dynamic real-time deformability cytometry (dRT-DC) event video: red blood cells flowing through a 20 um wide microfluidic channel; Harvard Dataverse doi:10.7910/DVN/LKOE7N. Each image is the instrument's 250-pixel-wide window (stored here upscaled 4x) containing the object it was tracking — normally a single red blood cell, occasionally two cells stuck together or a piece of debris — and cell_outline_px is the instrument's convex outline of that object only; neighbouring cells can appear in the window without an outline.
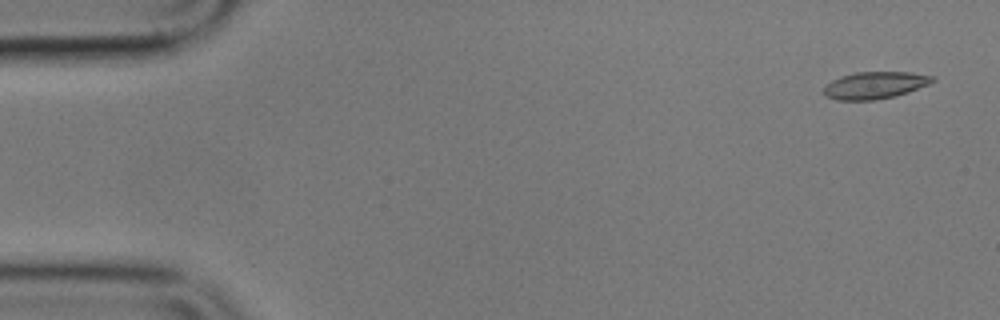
{"species": "common noctule bat (a hibernating species)", "species_latin": "Nyctalus noctula", "temperature_condition": "cold", "stored_images_in_passage": 11, "camera_frame_rate_fps": 3000, "um_per_image_px": 0.085, "animal": {"sex": "male", "body_mass_g": 17.9}, "frame": {"image": 1, "passage_image": 1, "time_ms": 0.0, "image_size_px": [1000, 320], "cell_outline_px": [[936, 80], [928, 84], [908, 92], [896, 96], [876, 100], [836, 100], [824, 96], [824, 88], [832, 80], [840, 76], [856, 72], [912, 72], [932, 76]], "centroid_in_image_um": [74.35, 7.25], "position_along_channel_um": 10.6, "area_um2": 17.17}}
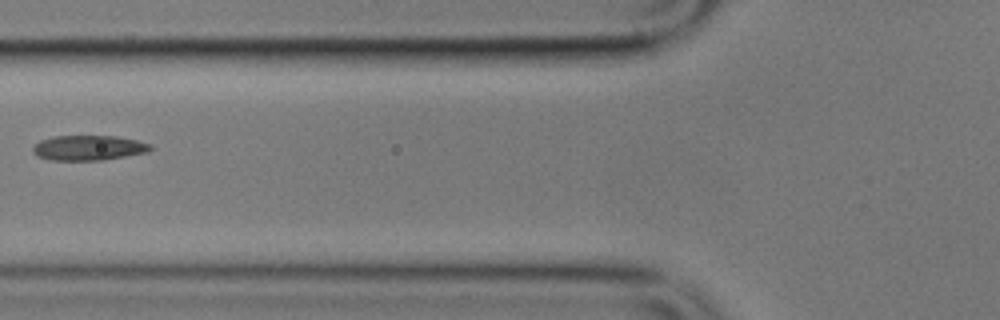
{"frame": {"image": 2, "passage_image": 6, "time_ms": 6.667, "image_size_px": [1000, 320], "cell_outline_px": [[152, 148], [148, 152], [104, 160], [52, 160], [36, 156], [32, 152], [32, 148], [40, 140], [52, 136], [116, 136], [136, 140], [152, 144]], "centroid_in_image_um": [7.52, 12.56], "position_along_channel_um": 118.3, "area_um2": 17.22}}
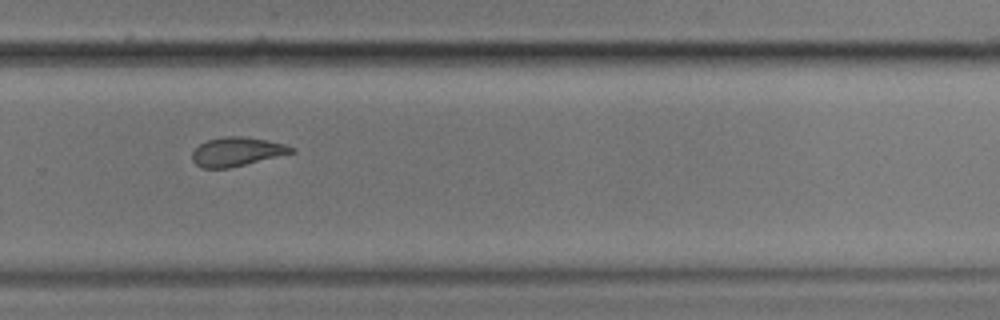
{"frame": {"image": 3, "passage_image": 11, "time_ms": 12.333, "image_size_px": [1000, 320], "cell_outline_px": [[296, 152], [228, 168], [204, 168], [196, 164], [192, 160], [192, 152], [200, 144], [208, 140], [224, 136], [244, 136], [284, 144], [296, 148]], "centroid_in_image_um": [20.13, 12.89], "position_along_channel_um": 309.7, "area_um2": 16.53}}